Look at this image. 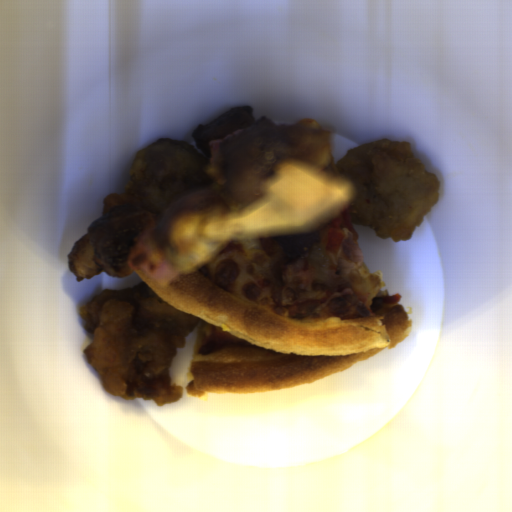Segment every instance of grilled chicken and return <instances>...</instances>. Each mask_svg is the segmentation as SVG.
I'll return each instance as SVG.
<instances>
[{
	"label": "grilled chicken",
	"mask_w": 512,
	"mask_h": 512,
	"mask_svg": "<svg viewBox=\"0 0 512 512\" xmlns=\"http://www.w3.org/2000/svg\"><path fill=\"white\" fill-rule=\"evenodd\" d=\"M363 254L354 239L345 240L334 253L316 239L282 269L281 306L299 321L328 314L341 319L365 317L367 306L349 275Z\"/></svg>",
	"instance_id": "grilled-chicken-1"
}]
</instances>
